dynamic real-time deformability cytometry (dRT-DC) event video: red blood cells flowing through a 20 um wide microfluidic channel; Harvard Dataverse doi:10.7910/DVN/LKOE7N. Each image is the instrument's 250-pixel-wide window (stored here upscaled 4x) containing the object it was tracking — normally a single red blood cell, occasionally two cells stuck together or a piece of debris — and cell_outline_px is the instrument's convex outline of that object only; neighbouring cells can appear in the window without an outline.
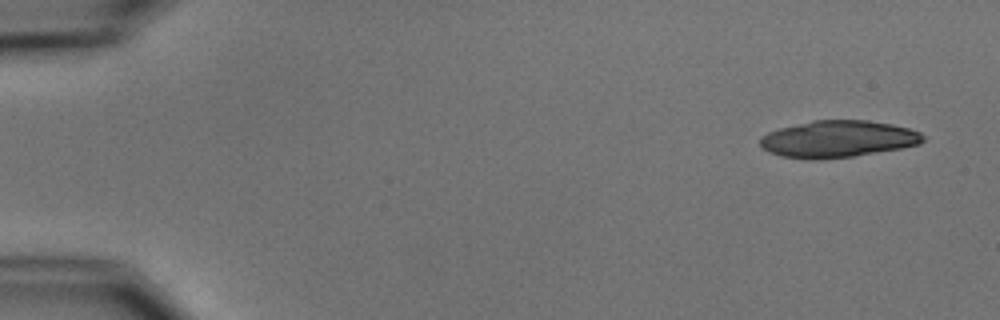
{"species": "common noctule bat (a hibernating species)", "species_latin": "Nyctalus noctula", "temperature_condition": "cold", "stored_images_in_passage": 8, "camera_frame_rate_fps": 3000, "um_per_image_px": 0.085, "animal": {"sex": "male", "body_mass_g": 15.6}, "frame": {"image": 1, "passage_image": 1, "time_ms": 0.0, "image_size_px": [1000, 320], "cell_outline_px": [[924, 140], [920, 144], [900, 148], [852, 156], [780, 156], [768, 152], [760, 144], [760, 136], [768, 132], [780, 128], [812, 120], [868, 120], [892, 124], [908, 128], [920, 132], [924, 136]], "centroid_in_image_um": [71.26, 11.76], "position_along_channel_um": 13.7, "area_um2": 33.87}}
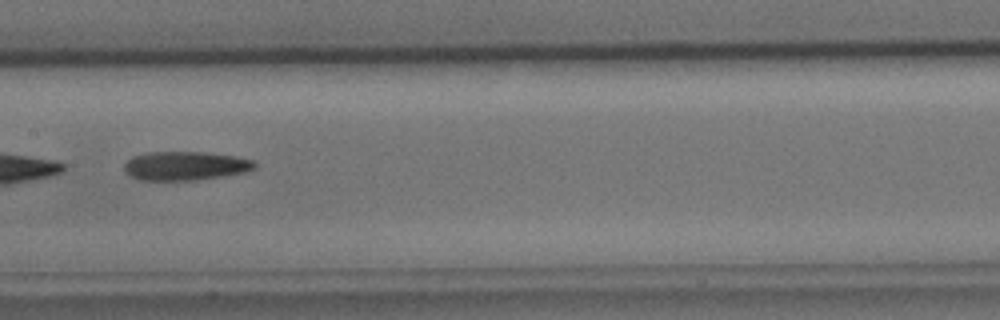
{"frame": {"image": 2, "passage_image": 8, "time_ms": 8.333, "image_size_px": [1000, 320], "cell_outline_px": [[256, 168], [244, 172], [196, 180], [140, 180], [132, 176], [124, 168], [124, 164], [132, 156], [148, 152], [200, 152], [236, 156], [256, 160]], "centroid_in_image_um": [15.78, 14.09], "position_along_channel_um": 191.6, "area_um2": 21.79}}